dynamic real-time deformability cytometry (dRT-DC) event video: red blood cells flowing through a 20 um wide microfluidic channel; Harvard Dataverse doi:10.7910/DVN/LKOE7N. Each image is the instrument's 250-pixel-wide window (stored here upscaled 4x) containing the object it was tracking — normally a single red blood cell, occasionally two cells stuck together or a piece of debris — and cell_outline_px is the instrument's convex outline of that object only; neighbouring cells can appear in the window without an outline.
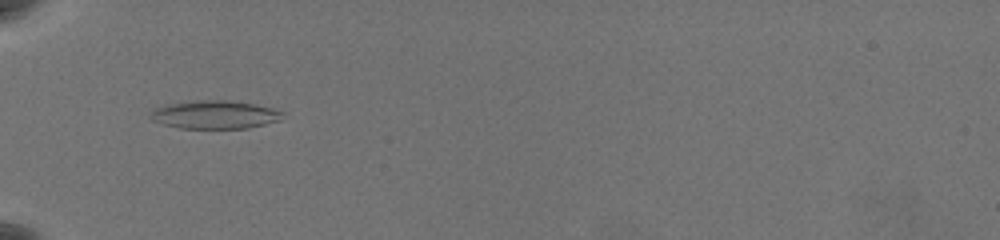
{"species": "common noctule bat (a hibernating species)", "species_latin": "Nyctalus noctula", "temperature_condition": "warm", "stored_images_in_passage": 39, "camera_frame_rate_fps": 3000, "um_per_image_px": 0.085, "animal": {"sex": "female", "body_mass_g": 19.5, "forearm_length_mm": 54.1}, "frame": {"image": 1, "passage_image": 1, "time_ms": 0.0, "image_size_px": [1000, 240], "cell_outline_px": [[284, 112], [280, 120], [248, 128], [180, 128], [164, 124], [152, 120], [148, 116], [156, 108], [168, 104], [200, 100], [224, 100], [252, 104], [272, 108]], "centroid_in_image_um": [18.25, 9.75], "position_along_channel_um": 66.7, "area_um2": 21.39}}
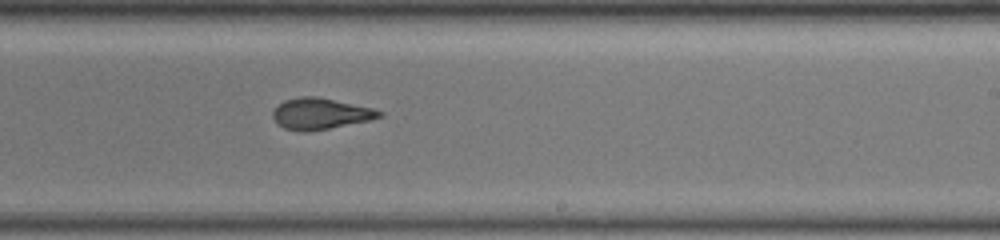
{"frame": {"image": 2, "passage_image": 18, "time_ms": 5.667, "image_size_px": [1000, 240], "cell_outline_px": [[384, 116], [372, 120], [328, 128], [304, 132], [300, 132], [284, 128], [276, 124], [272, 116], [272, 112], [284, 100], [300, 96], [316, 96], [372, 108], [384, 112]], "centroid_in_image_um": [27.23, 9.67], "position_along_channel_um": 261.8, "area_um2": 19.36}}
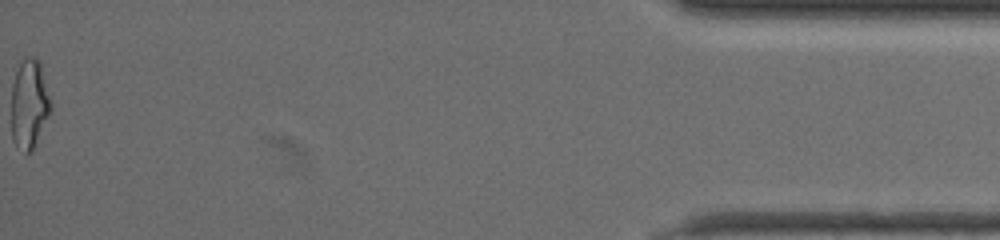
{"frame": {"image": 3, "passage_image": 39, "time_ms": 12.667, "image_size_px": [1000, 240], "cell_outline_px": [[52, 108], [32, 152], [24, 152], [12, 140], [12, 84], [16, 72], [24, 56], [36, 56], [40, 60], [52, 100]], "centroid_in_image_um": [2.52, 8.78], "position_along_channel_um": 432.7, "area_um2": 20.81}, "authors_computed_cell_mechanics": {"area_um2": 19.4786, "velocity_mm_per_s": 3.5861, "shape_relaxation_time_tau1_ms": null, "shape_relaxation_time_tau2_ms": 1.6199, "deformation_change_tau1": null, "deformation_change_tau2": 0.0851}}